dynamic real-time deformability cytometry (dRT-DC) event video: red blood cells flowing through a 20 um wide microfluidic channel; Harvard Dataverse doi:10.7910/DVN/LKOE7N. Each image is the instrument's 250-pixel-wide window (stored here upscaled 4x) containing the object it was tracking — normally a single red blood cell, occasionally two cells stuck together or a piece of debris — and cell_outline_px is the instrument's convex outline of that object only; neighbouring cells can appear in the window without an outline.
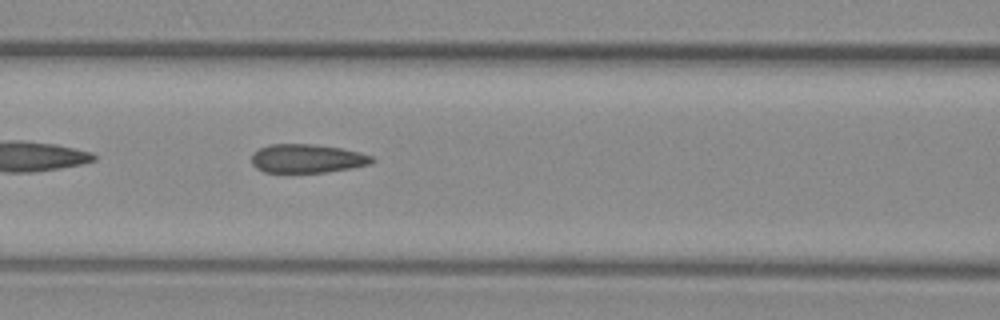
{"species": "common noctule bat (a hibernating species)", "species_latin": "Nyctalus noctula", "temperature_condition": "warm", "stored_images_in_passage": 56, "camera_frame_rate_fps": 3000, "um_per_image_px": 0.085, "animal": {"sex": "female", "body_mass_g": 29.2, "forearm_length_mm": 56.3}, "frame": {"image": 1, "passage_image": 24, "time_ms": 7.667, "image_size_px": [1000, 320], "cell_outline_px": [[376, 160], [372, 164], [352, 168], [324, 172], [264, 172], [256, 168], [252, 164], [252, 152], [268, 144], [312, 144], [340, 148], [360, 152], [372, 156]], "centroid_in_image_um": [26.11, 13.47], "position_along_channel_um": 140.5, "area_um2": 20.23}}
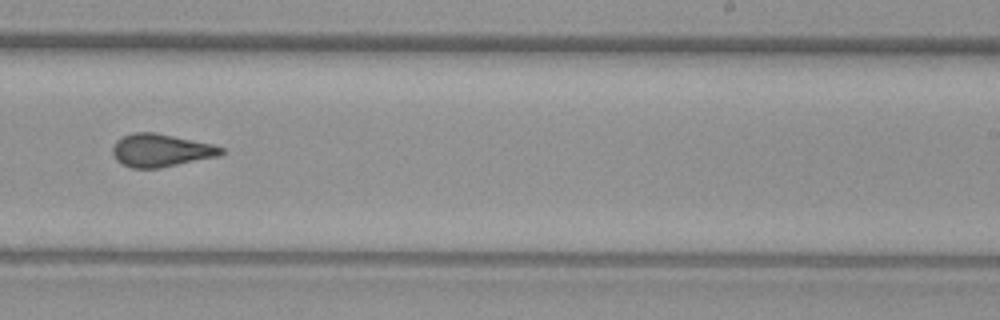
{"frame": {"image": 2, "passage_image": 35, "time_ms": 11.333, "image_size_px": [1000, 320], "cell_outline_px": [[228, 152], [220, 156], [160, 168], [132, 168], [116, 160], [112, 152], [112, 148], [116, 140], [124, 136], [136, 132], [156, 132], [212, 144], [224, 148]], "centroid_in_image_um": [13.72, 12.78], "position_along_channel_um": 275.3, "area_um2": 20.92}}
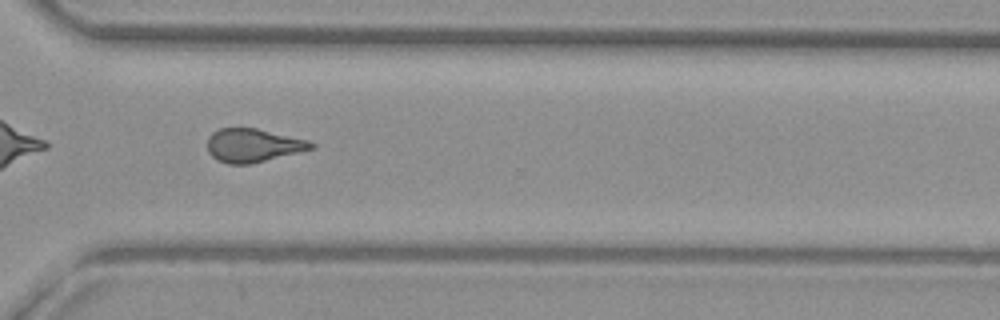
{"frame": {"image": 3, "passage_image": 41, "time_ms": 13.333, "image_size_px": [1000, 320], "cell_outline_px": [[316, 148], [248, 164], [228, 164], [212, 156], [208, 152], [208, 136], [212, 132], [220, 128], [256, 128], [308, 140], [316, 144]], "centroid_in_image_um": [21.52, 12.34], "position_along_channel_um": 349.1, "area_um2": 20.06}, "authors_computed_cell_mechanics": {"area_um2": 20.8947, "velocity_mm_per_s": 3.6878, "shape_relaxation_time_tau1_ms": null, "shape_relaxation_time_tau2_ms": 1.679, "deformation_change_tau1": null, "deformation_change_tau2": 0.0783}}